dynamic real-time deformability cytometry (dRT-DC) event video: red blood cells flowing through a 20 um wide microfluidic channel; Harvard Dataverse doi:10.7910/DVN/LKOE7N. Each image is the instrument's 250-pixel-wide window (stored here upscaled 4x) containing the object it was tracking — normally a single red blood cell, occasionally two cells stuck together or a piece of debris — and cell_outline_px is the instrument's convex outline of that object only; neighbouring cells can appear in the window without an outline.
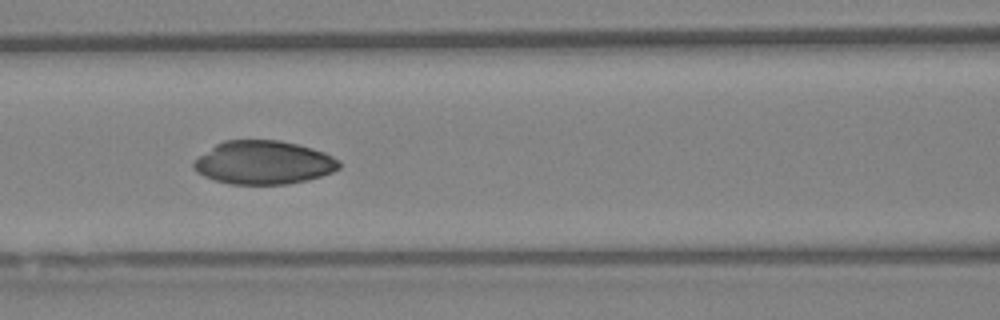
{"species": "Egyptian fruit bat (a non-hibernating species)", "species_latin": "Rousettus aegyptiacus", "temperature_condition": "warm", "stored_images_in_passage": 29, "camera_frame_rate_fps": 3000, "um_per_image_px": 0.085, "animal": {"sex": "female"}, "frame": {"image": 1, "passage_image": 6, "time_ms": 1.667, "image_size_px": [1000, 320], "cell_outline_px": [[340, 168], [332, 172], [308, 180], [288, 184], [232, 184], [216, 180], [204, 176], [196, 172], [192, 168], [192, 164], [200, 156], [216, 144], [224, 140], [280, 140], [312, 148], [324, 152], [340, 160]], "centroid_in_image_um": [22.42, 13.82], "position_along_channel_um": 144.2, "area_um2": 36.76}}
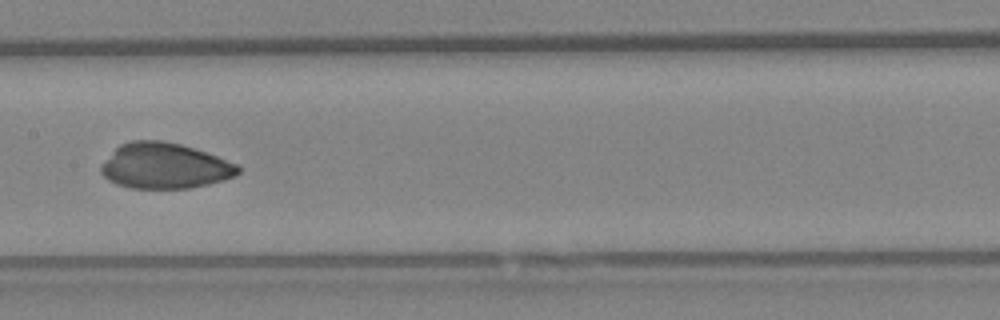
{"frame": {"image": 2, "passage_image": 9, "time_ms": 2.667, "image_size_px": [1000, 320], "cell_outline_px": [[240, 172], [236, 176], [224, 180], [192, 188], [132, 188], [116, 184], [108, 180], [100, 172], [100, 164], [120, 144], [132, 140], [160, 140], [180, 144], [240, 164]], "centroid_in_image_um": [14.0, 14.1], "position_along_channel_um": 193.4, "area_um2": 36.53}}
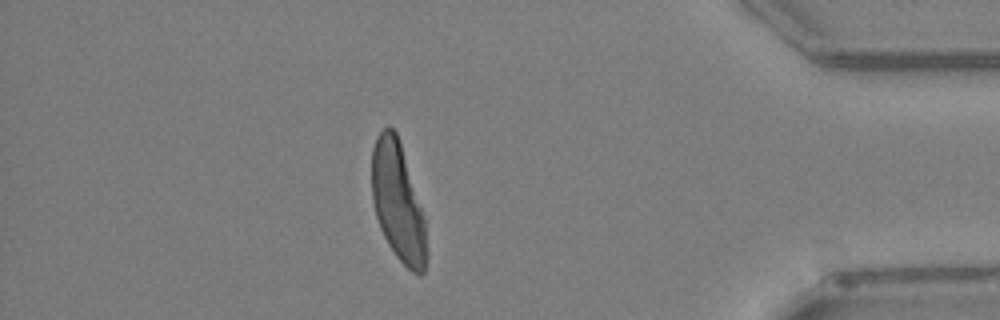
{"frame": {"image": 3, "passage_image": 24, "time_ms": 7.667, "image_size_px": [1000, 320], "cell_outline_px": [[428, 256], [424, 272], [420, 276], [412, 272], [396, 256], [388, 244], [380, 228], [376, 216], [372, 200], [372, 148], [376, 136], [384, 128], [392, 128], [396, 132], [400, 144], [424, 220], [428, 252]], "centroid_in_image_um": [33.81, 17.24], "position_along_channel_um": 401.4, "area_um2": 37.17}}